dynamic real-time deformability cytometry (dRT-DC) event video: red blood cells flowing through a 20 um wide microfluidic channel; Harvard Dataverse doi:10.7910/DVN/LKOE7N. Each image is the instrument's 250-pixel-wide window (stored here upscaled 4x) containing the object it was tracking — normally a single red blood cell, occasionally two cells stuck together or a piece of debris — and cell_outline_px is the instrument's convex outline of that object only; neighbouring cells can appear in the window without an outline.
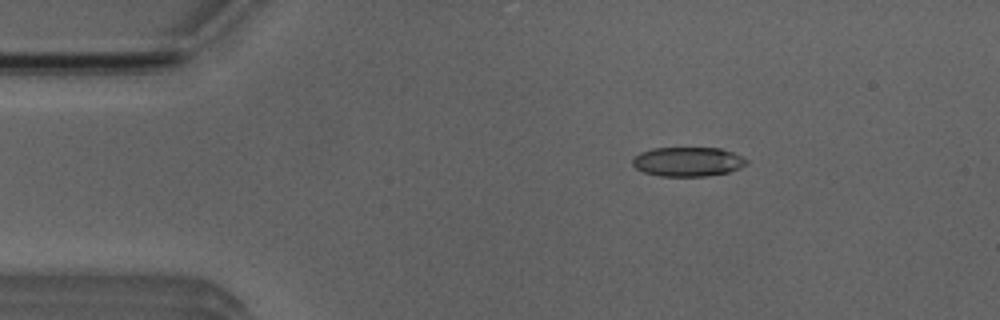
{"species": "Egyptian fruit bat (a non-hibernating species)", "species_latin": "Rousettus aegyptiacus", "temperature_condition": "room temperature", "stored_images_in_passage": 5, "camera_frame_rate_fps": 3000, "um_per_image_px": 0.085, "animal": {"sex": "male"}, "frame": {"image": 1, "passage_image": 3, "time_ms": 2.333, "image_size_px": [1000, 320], "cell_outline_px": [[748, 164], [740, 168], [728, 172], [708, 176], [660, 176], [644, 172], [636, 168], [632, 164], [632, 160], [640, 152], [652, 148], [720, 148], [732, 152], [748, 160]], "centroid_in_image_um": [58.47, 13.74], "position_along_channel_um": 26.5, "area_um2": 19.48}}